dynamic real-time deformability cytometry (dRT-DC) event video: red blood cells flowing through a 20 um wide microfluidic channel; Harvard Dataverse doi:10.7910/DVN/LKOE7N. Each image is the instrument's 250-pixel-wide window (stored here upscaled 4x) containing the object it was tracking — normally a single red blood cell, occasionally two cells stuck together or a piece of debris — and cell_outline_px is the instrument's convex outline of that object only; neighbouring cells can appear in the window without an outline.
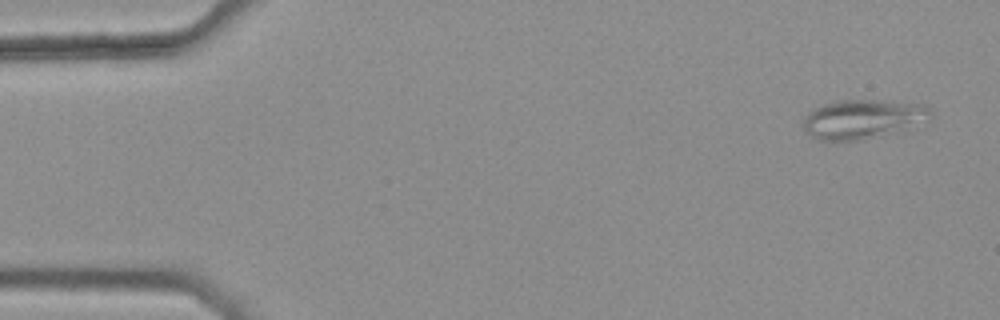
{"species": "common noctule bat (a hibernating species)", "species_latin": "Nyctalus noctula", "temperature_condition": "warm", "stored_images_in_passage": 45, "camera_frame_rate_fps": 3000, "um_per_image_px": 0.085, "animal": {"sex": "female", "body_mass_g": 25.1}, "frame": {"image": 1, "passage_image": 1, "time_ms": 0.0, "image_size_px": [1000, 320], "cell_outline_px": [[932, 116], [928, 120], [904, 132], [860, 140], [820, 140], [808, 136], [804, 132], [804, 116], [808, 112], [820, 104], [836, 100], [880, 100], [924, 104], [932, 112]], "centroid_in_image_um": [73.36, 10.13], "position_along_channel_um": 11.6, "area_um2": 29.88}}
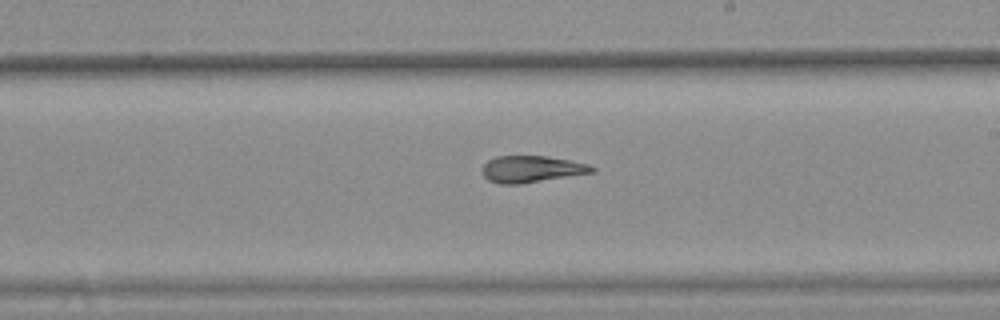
{"frame": {"image": 2, "passage_image": 29, "time_ms": 9.333, "image_size_px": [1000, 320], "cell_outline_px": [[596, 172], [520, 184], [500, 184], [488, 180], [484, 176], [484, 164], [488, 160], [496, 156], [544, 156], [568, 160], [588, 164], [596, 168]], "centroid_in_image_um": [45.2, 14.38], "position_along_channel_um": 243.8, "area_um2": 16.94}}
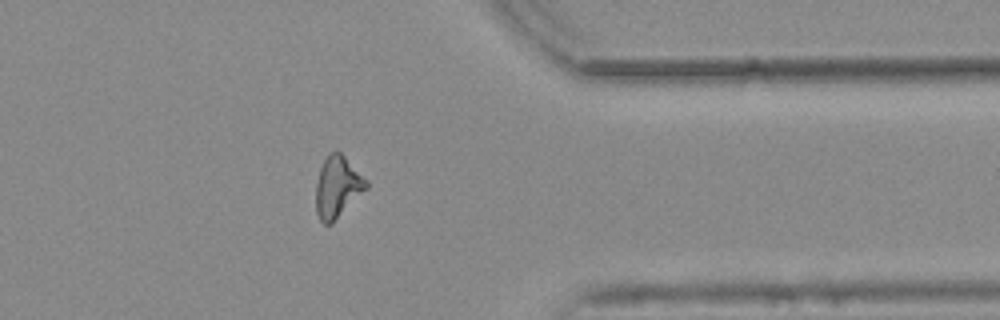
{"frame": {"image": 3, "passage_image": 41, "time_ms": 13.333, "image_size_px": [1000, 320], "cell_outline_px": [[368, 188], [332, 224], [324, 224], [320, 220], [316, 212], [316, 184], [320, 168], [328, 152], [340, 152], [368, 180]], "centroid_in_image_um": [28.69, 15.91], "position_along_channel_um": 382.7, "area_um2": 18.09}, "authors_computed_cell_mechanics": {"area_um2": 18.0336, "velocity_mm_per_s": 3.7762, "shape_relaxation_time_tau1_ms": null, "shape_relaxation_time_tau2_ms": 3.5965, "deformation_change_tau1": null, "deformation_change_tau2": 0.1173}}